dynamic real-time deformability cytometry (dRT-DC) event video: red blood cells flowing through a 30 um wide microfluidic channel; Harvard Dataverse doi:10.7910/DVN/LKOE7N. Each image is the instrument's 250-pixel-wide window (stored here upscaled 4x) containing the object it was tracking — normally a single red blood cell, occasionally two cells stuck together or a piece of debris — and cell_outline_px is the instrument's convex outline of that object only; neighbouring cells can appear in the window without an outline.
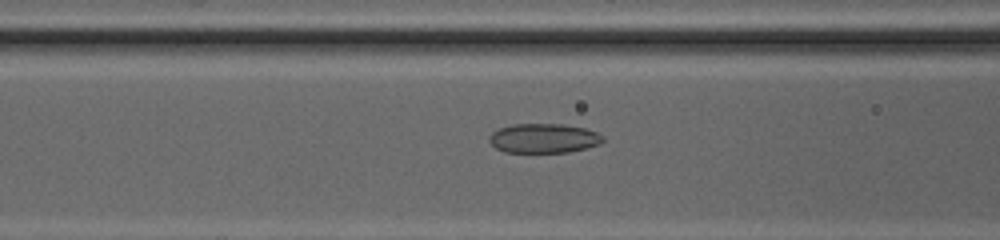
{"species": "common noctule bat (a hibernating species)", "species_latin": "Nyctalus noctula", "temperature_condition": "cold", "stored_images_in_passage": 51, "camera_frame_rate_fps": 3000, "um_per_image_px": 0.085, "animal": {"sex": "female", "body_mass_g": 20.0, "forearm_length_mm": 54.0}, "frame": {"image": 1, "passage_image": 23, "time_ms": 7.333, "image_size_px": [1000, 240], "cell_outline_px": [[604, 140], [600, 144], [568, 152], [504, 152], [496, 148], [488, 140], [488, 136], [492, 132], [500, 128], [512, 124], [564, 124], [584, 128], [596, 132], [604, 136]], "centroid_in_image_um": [46.2, 11.75], "position_along_channel_um": 120.4, "area_um2": 19.48}}
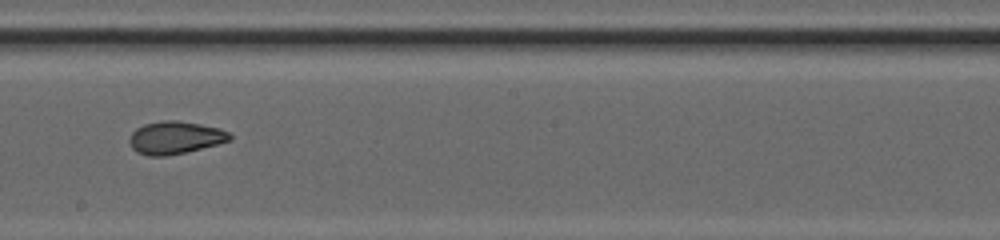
{"frame": {"image": 2, "passage_image": 31, "time_ms": 10.0, "image_size_px": [1000, 240], "cell_outline_px": [[232, 140], [184, 152], [164, 156], [148, 156], [136, 152], [132, 148], [128, 140], [132, 132], [136, 128], [144, 124], [160, 120], [176, 120], [200, 124], [220, 128], [228, 132], [232, 136]], "centroid_in_image_um": [14.85, 11.69], "position_along_channel_um": 233.3, "area_um2": 19.07}}
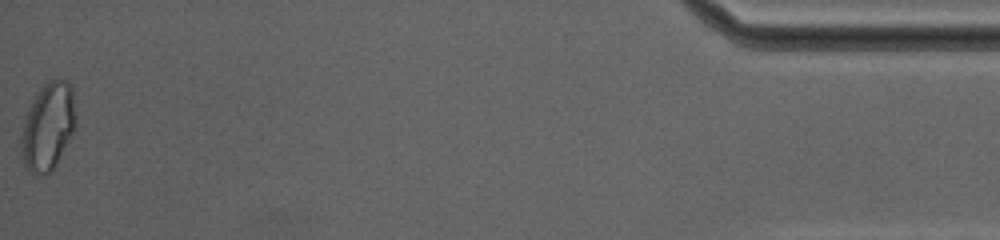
{"frame": {"image": 3, "passage_image": 51, "time_ms": 16.667, "image_size_px": [1000, 240], "cell_outline_px": [[76, 116], [72, 132], [52, 172], [44, 176], [40, 176], [28, 172], [24, 164], [20, 140], [20, 136], [24, 116], [32, 100], [40, 88], [48, 80], [56, 76], [64, 80], [72, 88]], "centroid_in_image_um": [4.04, 10.75], "position_along_channel_um": 431.2, "area_um2": 28.03}, "authors_computed_cell_mechanics": {"area_um2": 21.8484, "velocity_mm_per_s": 4.2256, "shape_relaxation_time_tau1_ms": null, "shape_relaxation_time_tau2_ms": 1.4328, "deformation_change_tau1": null, "deformation_change_tau2": 0.0679}}